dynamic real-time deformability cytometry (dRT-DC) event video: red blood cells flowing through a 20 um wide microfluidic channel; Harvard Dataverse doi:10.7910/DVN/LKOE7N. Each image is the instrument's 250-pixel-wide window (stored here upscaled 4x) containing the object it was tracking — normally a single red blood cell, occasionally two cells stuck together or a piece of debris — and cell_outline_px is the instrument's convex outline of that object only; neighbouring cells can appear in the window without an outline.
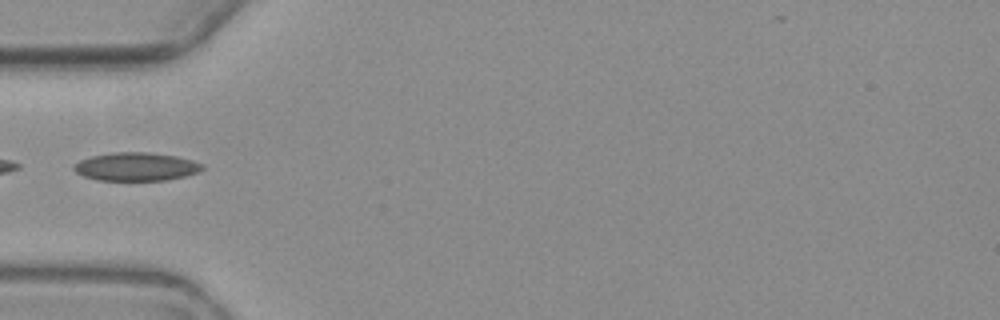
{"species": "common noctule bat (a hibernating species)", "species_latin": "Nyctalus noctula", "temperature_condition": "warm", "stored_images_in_passage": 3, "camera_frame_rate_fps": 3000, "um_per_image_px": 0.085, "animal": {"sex": "female", "body_mass_g": 19.3, "forearm_length_mm": 54.1}, "frame": {"image": 1, "passage_image": 3, "time_ms": 3.333, "image_size_px": [1000, 320], "cell_outline_px": [[204, 168], [196, 172], [184, 176], [168, 180], [96, 180], [84, 176], [76, 172], [72, 168], [72, 164], [80, 160], [92, 156], [112, 152], [148, 152], [176, 156], [192, 160], [204, 164]], "centroid_in_image_um": [11.54, 14.16], "position_along_channel_um": 73.5, "area_um2": 21.21}}